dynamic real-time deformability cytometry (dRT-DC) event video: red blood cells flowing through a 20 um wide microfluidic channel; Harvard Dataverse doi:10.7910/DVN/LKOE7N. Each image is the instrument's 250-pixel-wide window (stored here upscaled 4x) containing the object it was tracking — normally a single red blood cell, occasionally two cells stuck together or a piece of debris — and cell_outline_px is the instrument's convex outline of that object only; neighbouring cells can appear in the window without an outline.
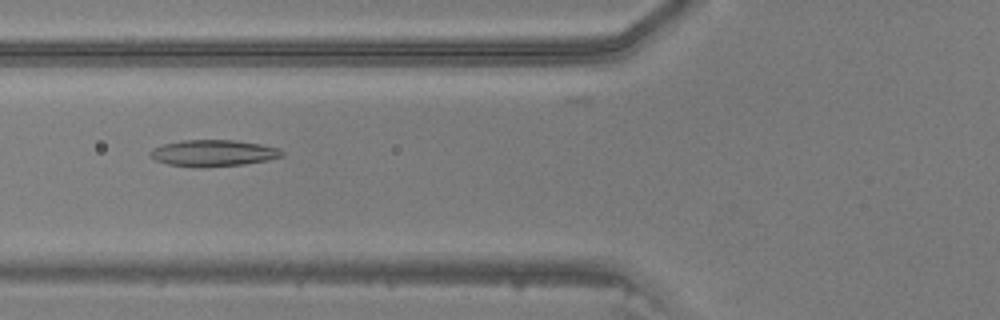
{"species": "common noctule bat (a hibernating species)", "species_latin": "Nyctalus noctula", "temperature_condition": "warm", "stored_images_in_passage": 29, "camera_frame_rate_fps": 3000, "um_per_image_px": 0.085, "animal": {"sex": "male", "body_mass_g": 20.5, "forearm_length_mm": 52.5}, "frame": {"image": 1, "passage_image": 2, "time_ms": 0.333, "image_size_px": [1000, 320], "cell_outline_px": [[284, 156], [268, 160], [244, 164], [200, 168], [168, 164], [156, 160], [148, 152], [152, 148], [164, 144], [184, 140], [236, 140], [260, 144], [280, 148], [284, 152]], "centroid_in_image_um": [18.16, 13.01], "position_along_channel_um": 107.6, "area_um2": 20.4}}
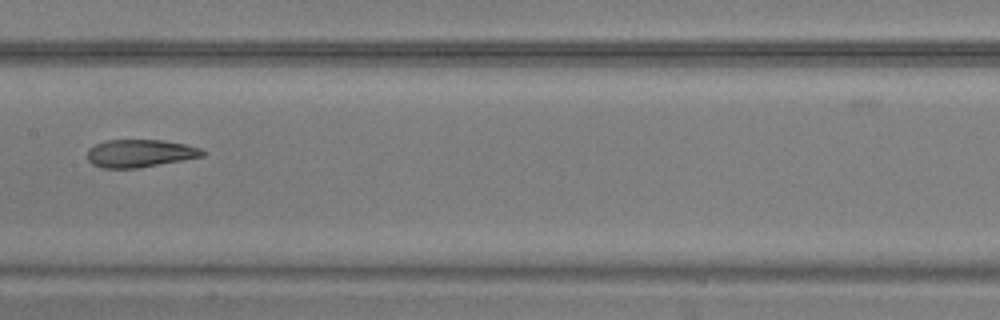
{"frame": {"image": 2, "passage_image": 8, "time_ms": 2.333, "image_size_px": [1000, 320], "cell_outline_px": [[204, 156], [136, 168], [100, 168], [92, 164], [88, 160], [88, 148], [96, 144], [108, 140], [164, 140], [184, 144], [200, 148], [204, 152]], "centroid_in_image_um": [11.86, 13.03], "position_along_channel_um": 195.5, "area_um2": 18.44}}
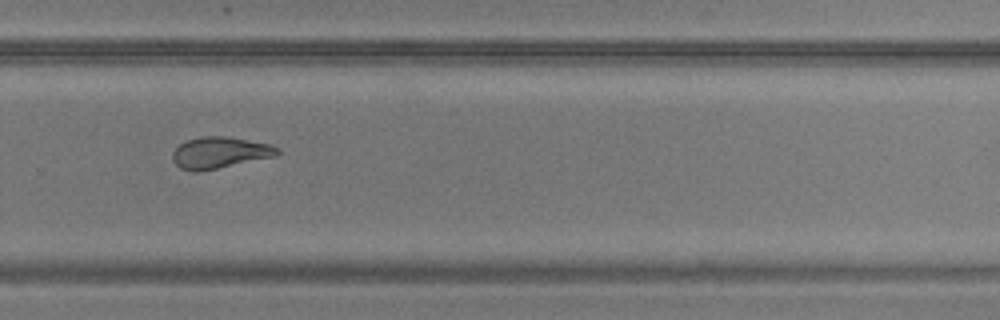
{"frame": {"image": 3, "passage_image": 16, "time_ms": 5.0, "image_size_px": [1000, 320], "cell_outline_px": [[280, 152], [276, 156], [200, 172], [192, 172], [180, 168], [172, 160], [172, 152], [180, 144], [188, 140], [200, 136], [224, 136], [272, 144], [280, 148]], "centroid_in_image_um": [18.68, 12.98], "position_along_channel_um": 311.1, "area_um2": 19.36}}